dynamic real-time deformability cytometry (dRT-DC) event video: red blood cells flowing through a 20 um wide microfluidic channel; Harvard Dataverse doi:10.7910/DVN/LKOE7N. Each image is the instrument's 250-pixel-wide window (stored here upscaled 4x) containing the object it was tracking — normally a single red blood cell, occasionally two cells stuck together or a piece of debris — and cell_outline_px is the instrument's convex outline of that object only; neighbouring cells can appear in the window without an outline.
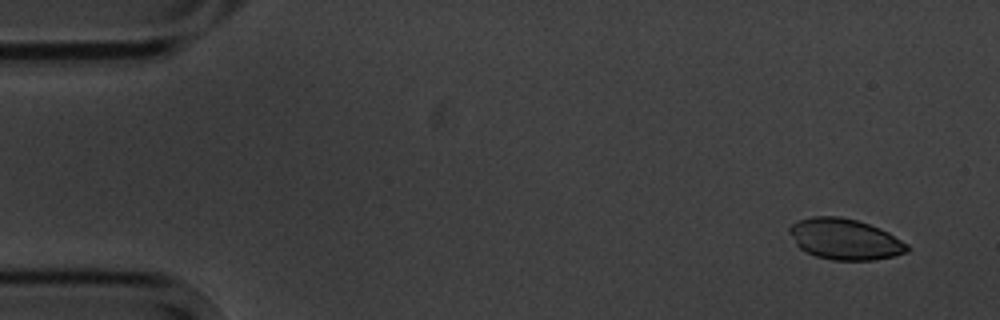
{"species": "common noctule bat (a hibernating species)", "species_latin": "Nyctalus noctula", "temperature_condition": "cold", "stored_images_in_passage": 6, "camera_frame_rate_fps": 3000, "um_per_image_px": 0.085, "animal": {"sex": "male", "body_mass_g": 20.1, "forearm_length_mm": 53.5}, "frame": {"image": 1, "passage_image": 1, "time_ms": 0.0, "image_size_px": [1000, 320], "cell_outline_px": [[912, 248], [908, 252], [892, 256], [872, 260], [832, 260], [816, 256], [800, 248], [796, 244], [788, 232], [788, 228], [792, 224], [800, 220], [812, 216], [840, 216], [856, 220], [880, 228], [888, 232], [908, 244]], "centroid_in_image_um": [71.83, 20.33], "position_along_channel_um": 13.2, "area_um2": 28.03}}
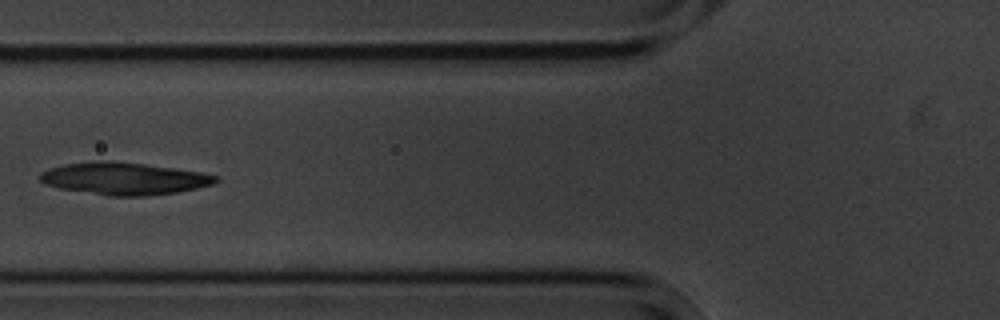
{"frame": {"image": 2, "passage_image": 6, "time_ms": 6.0, "image_size_px": [1000, 320], "cell_outline_px": [[220, 180], [212, 184], [196, 188], [176, 192], [144, 196], [108, 196], [60, 188], [44, 184], [40, 180], [40, 172], [64, 164], [92, 160], [108, 160], [144, 164], [200, 172], [216, 176]], "centroid_in_image_um": [10.5, 15.17], "position_along_channel_um": 115.3, "area_um2": 32.89}}